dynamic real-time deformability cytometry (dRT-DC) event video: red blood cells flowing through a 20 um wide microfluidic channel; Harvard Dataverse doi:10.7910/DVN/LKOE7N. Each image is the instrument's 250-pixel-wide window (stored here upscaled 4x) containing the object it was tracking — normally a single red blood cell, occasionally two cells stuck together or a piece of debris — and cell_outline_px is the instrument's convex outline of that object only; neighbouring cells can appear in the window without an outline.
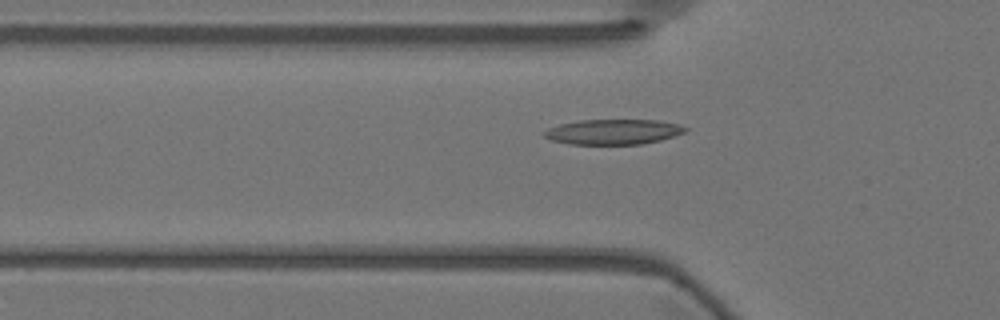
{"species": "Egyptian fruit bat (a non-hibernating species)", "species_latin": "Rousettus aegyptiacus", "temperature_condition": "warm", "stored_images_in_passage": 41, "camera_frame_rate_fps": 3000, "um_per_image_px": 0.085, "animal": {"sex": "female"}, "frame": {"image": 1, "passage_image": 4, "time_ms": 1.0, "image_size_px": [1000, 320], "cell_outline_px": [[688, 128], [684, 132], [660, 140], [640, 144], [568, 144], [552, 140], [544, 136], [544, 132], [548, 128], [560, 124], [580, 120], [656, 120], [676, 124]], "centroid_in_image_um": [52.09, 11.2], "position_along_channel_um": 73.7, "area_um2": 20.4}}
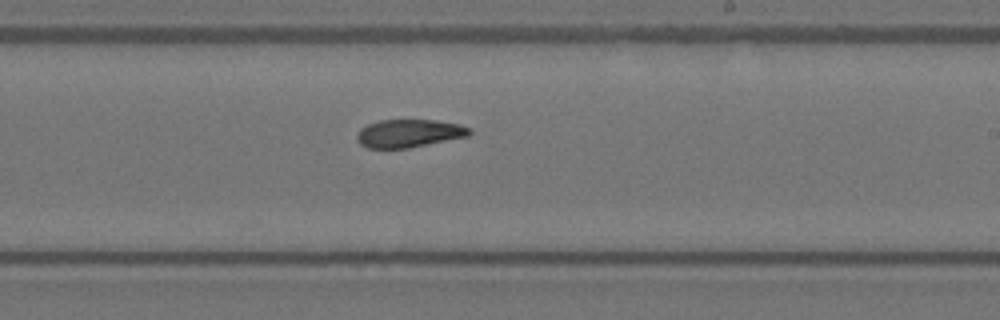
{"frame": {"image": 2, "passage_image": 19, "time_ms": 6.0, "image_size_px": [1000, 320], "cell_outline_px": [[472, 132], [468, 136], [408, 148], [368, 148], [360, 144], [356, 140], [356, 136], [360, 128], [368, 124], [380, 120], [436, 120], [460, 124], [472, 128]], "centroid_in_image_um": [34.77, 11.33], "position_along_channel_um": 254.2, "area_um2": 18.44}}
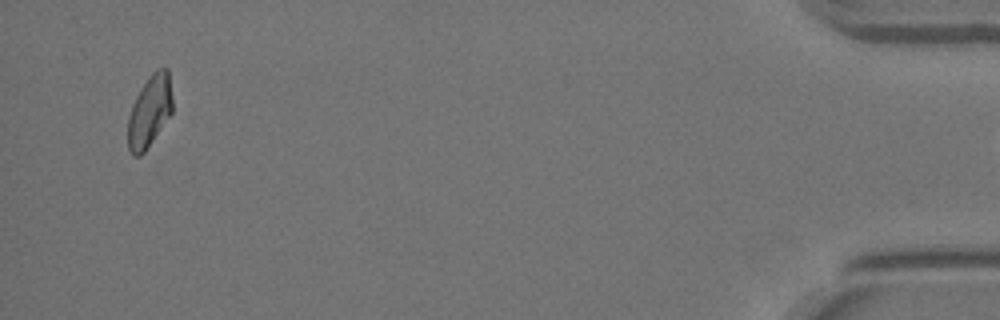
{"frame": {"image": 3, "passage_image": 40, "time_ms": 13.0, "image_size_px": [1000, 320], "cell_outline_px": [[172, 112], [144, 152], [140, 156], [132, 156], [128, 148], [128, 116], [132, 104], [140, 88], [148, 76], [156, 68], [168, 68], [172, 100]], "centroid_in_image_um": [12.7, 9.43], "position_along_channel_um": 422.5, "area_um2": 18.61}}